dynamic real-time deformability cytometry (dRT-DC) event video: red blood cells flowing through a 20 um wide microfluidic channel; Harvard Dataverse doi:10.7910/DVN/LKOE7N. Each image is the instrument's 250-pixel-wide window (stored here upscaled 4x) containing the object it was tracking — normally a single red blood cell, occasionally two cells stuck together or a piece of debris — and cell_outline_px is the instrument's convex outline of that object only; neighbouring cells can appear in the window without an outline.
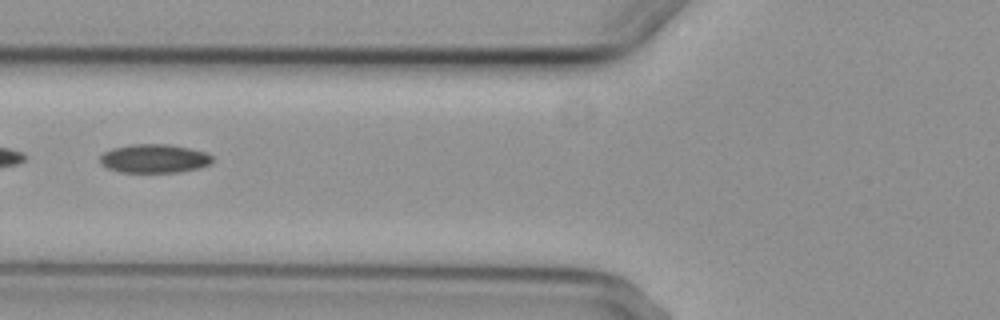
{"species": "common noctule bat (a hibernating species)", "species_latin": "Nyctalus noctula", "temperature_condition": "cold", "stored_images_in_passage": 4, "camera_frame_rate_fps": 3000, "um_per_image_px": 0.085, "animal": {"sex": "female", "body_mass_g": 29.2, "forearm_length_mm": 56.3}, "frame": {"image": 1, "passage_image": 4, "time_ms": 3.667, "image_size_px": [1000, 320], "cell_outline_px": [[212, 164], [200, 168], [180, 172], [120, 172], [108, 168], [100, 164], [100, 156], [104, 152], [112, 148], [132, 144], [168, 144], [208, 152], [212, 156]], "centroid_in_image_um": [13.13, 13.48], "position_along_channel_um": 112.7, "area_um2": 18.96}}